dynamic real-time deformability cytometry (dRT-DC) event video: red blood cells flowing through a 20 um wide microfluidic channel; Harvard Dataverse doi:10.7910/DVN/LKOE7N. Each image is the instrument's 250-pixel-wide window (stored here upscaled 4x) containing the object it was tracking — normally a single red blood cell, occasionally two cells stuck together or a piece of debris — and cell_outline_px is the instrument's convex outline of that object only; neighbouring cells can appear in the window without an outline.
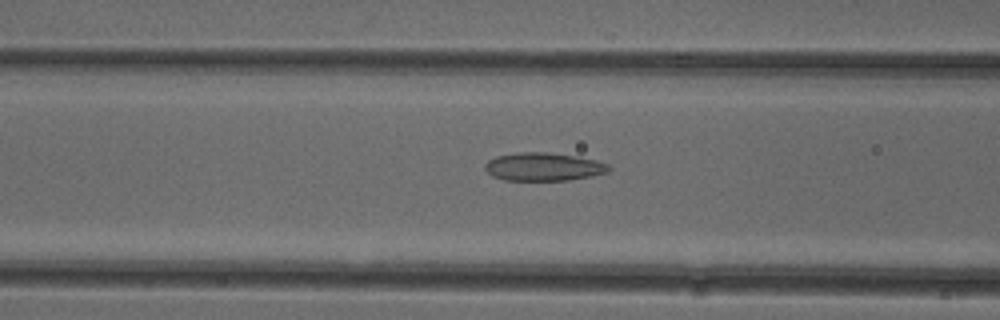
{"species": "common noctule bat (a hibernating species)", "species_latin": "Nyctalus noctula", "temperature_condition": "cold", "stored_images_in_passage": 48, "camera_frame_rate_fps": 3000, "um_per_image_px": 0.085, "animal": {"sex": "female"}, "frame": {"image": 1, "passage_image": 20, "time_ms": 6.333, "image_size_px": [1000, 320], "cell_outline_px": [[612, 168], [608, 172], [592, 176], [568, 180], [504, 180], [492, 176], [484, 168], [484, 164], [488, 160], [496, 156], [516, 152], [548, 152], [596, 160], [608, 164]], "centroid_in_image_um": [46.18, 14.17], "position_along_channel_um": 120.4, "area_um2": 20.35}}
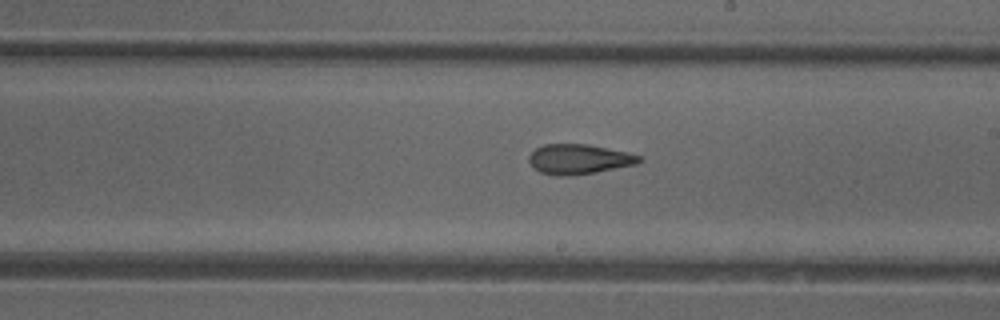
{"frame": {"image": 2, "passage_image": 29, "time_ms": 9.333, "image_size_px": [1000, 320], "cell_outline_px": [[644, 160], [636, 164], [596, 172], [568, 176], [556, 176], [540, 172], [532, 168], [528, 160], [528, 156], [536, 148], [544, 144], [588, 144], [628, 152], [644, 156]], "centroid_in_image_um": [49.22, 13.53], "position_along_channel_um": 239.8, "area_um2": 19.48}}
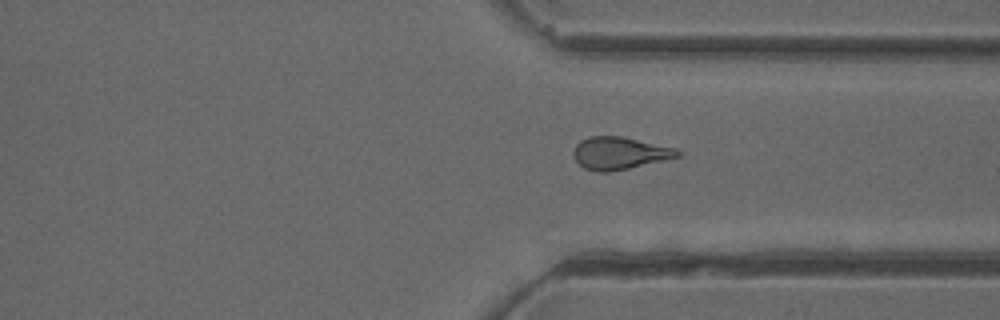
{"frame": {"image": 3, "passage_image": 38, "time_ms": 12.333, "image_size_px": [1000, 320], "cell_outline_px": [[680, 156], [664, 160], [628, 168], [608, 172], [596, 172], [584, 168], [572, 156], [572, 152], [576, 144], [580, 140], [588, 136], [620, 136], [676, 148], [680, 152]], "centroid_in_image_um": [52.61, 13.01], "position_along_channel_um": 358.8, "area_um2": 19.59}, "authors_computed_cell_mechanics": {"area_um2": 19.9121, "velocity_mm_per_s": 3.9755, "shape_relaxation_time_tau1_ms": null, "shape_relaxation_time_tau2_ms": 2.9733, "deformation_change_tau1": null, "deformation_change_tau2": 0.1154}}